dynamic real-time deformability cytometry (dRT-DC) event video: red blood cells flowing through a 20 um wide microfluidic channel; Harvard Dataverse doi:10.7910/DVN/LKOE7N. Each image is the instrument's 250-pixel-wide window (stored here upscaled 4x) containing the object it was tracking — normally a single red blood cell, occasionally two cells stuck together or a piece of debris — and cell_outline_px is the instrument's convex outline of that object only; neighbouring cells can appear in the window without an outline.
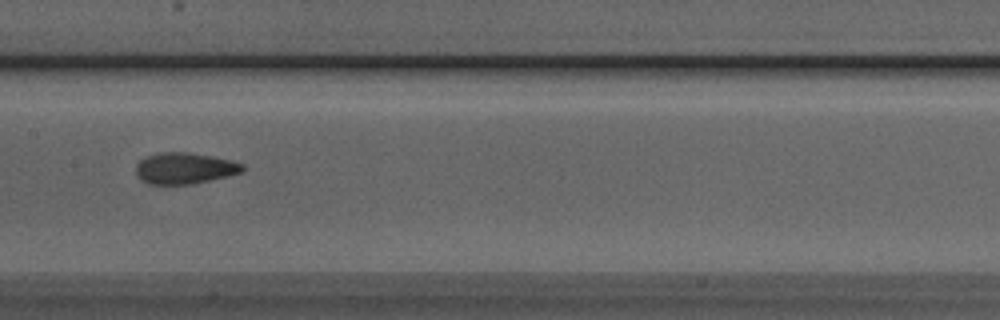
{"species": "Egyptian fruit bat (a non-hibernating species)", "species_latin": "Rousettus aegyptiacus", "temperature_condition": "room temperature", "stored_images_in_passage": 8, "camera_frame_rate_fps": 3000, "um_per_image_px": 0.085, "animal": {"sex": "male"}, "frame": {"image": 1, "passage_image": 7, "time_ms": 2.0, "image_size_px": [1000, 320], "cell_outline_px": [[244, 168], [240, 172], [208, 180], [188, 184], [148, 184], [140, 180], [136, 176], [136, 164], [140, 160], [148, 156], [160, 152], [184, 152], [212, 156], [232, 160], [244, 164]], "centroid_in_image_um": [15.64, 14.3], "position_along_channel_um": 191.8, "area_um2": 19.19}}
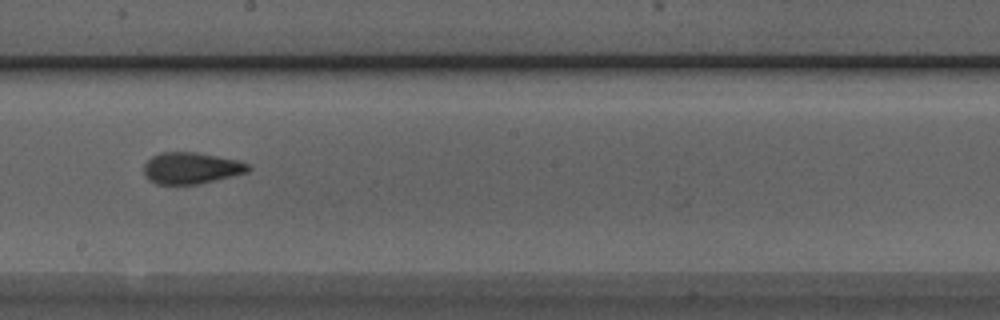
{"frame": {"image": 2, "passage_image": 8, "time_ms": 2.333, "image_size_px": [1000, 320], "cell_outline_px": [[252, 168], [248, 172], [216, 180], [196, 184], [156, 184], [148, 180], [144, 172], [144, 164], [152, 156], [160, 152], [196, 152], [240, 160], [248, 164]], "centroid_in_image_um": [16.26, 14.28], "position_along_channel_um": 231.9, "area_um2": 19.25}}